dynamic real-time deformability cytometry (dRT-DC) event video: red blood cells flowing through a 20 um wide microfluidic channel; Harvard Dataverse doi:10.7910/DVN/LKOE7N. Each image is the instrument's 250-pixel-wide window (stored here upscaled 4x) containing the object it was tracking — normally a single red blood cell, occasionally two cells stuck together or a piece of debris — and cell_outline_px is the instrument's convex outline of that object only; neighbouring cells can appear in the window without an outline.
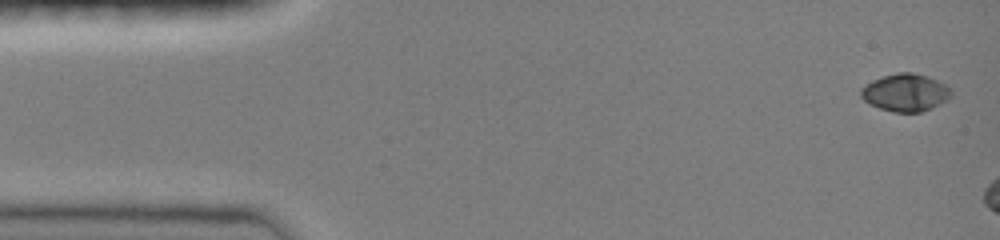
{"species": "common noctule bat (a hibernating species)", "species_latin": "Nyctalus noctula", "temperature_condition": "room temperature", "stored_images_in_passage": 4, "camera_frame_rate_fps": 3000, "um_per_image_px": 0.085, "animal": {"sex": "female", "body_mass_g": 19.0, "forearm_length_mm": 51.5}, "frame": {"image": 1, "passage_image": 1, "time_ms": 0.0, "image_size_px": [1000, 240], "cell_outline_px": [[952, 96], [948, 100], [932, 108], [920, 112], [892, 112], [868, 104], [860, 96], [860, 88], [872, 80], [896, 72], [912, 72], [928, 76], [952, 88]], "centroid_in_image_um": [76.96, 7.87], "position_along_channel_um": 8.0, "area_um2": 20.0}}